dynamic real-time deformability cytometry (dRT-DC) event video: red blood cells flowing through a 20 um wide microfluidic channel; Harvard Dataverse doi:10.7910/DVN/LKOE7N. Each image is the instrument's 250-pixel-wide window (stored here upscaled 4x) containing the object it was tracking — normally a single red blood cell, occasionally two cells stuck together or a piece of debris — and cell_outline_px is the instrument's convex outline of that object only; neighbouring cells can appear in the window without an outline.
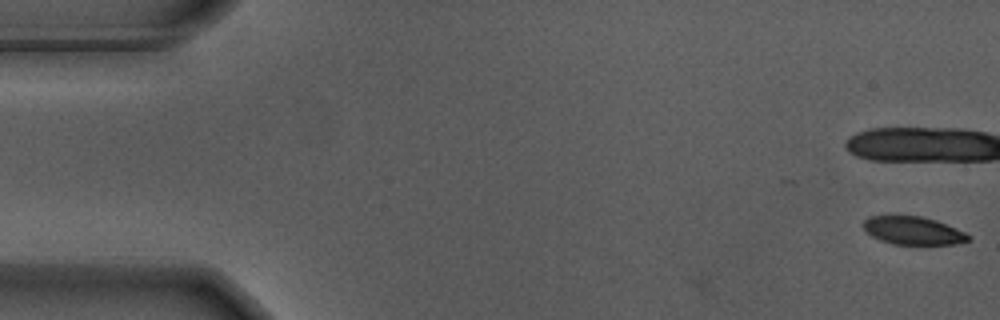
{"species": "Egyptian fruit bat (a non-hibernating species)", "species_latin": "Rousettus aegyptiacus", "temperature_condition": "warm", "stored_images_in_passage": 15, "camera_frame_rate_fps": 3000, "um_per_image_px": 0.085, "animal": {"sex": "male"}, "frame": {"image": 1, "passage_image": 1, "time_ms": 0.0, "image_size_px": [1000, 320], "cell_outline_px": [[972, 236], [968, 240], [952, 244], [892, 244], [880, 240], [872, 236], [864, 228], [864, 220], [868, 216], [920, 216], [936, 220], [964, 232]], "centroid_in_image_um": [77.6, 19.6], "position_along_channel_um": 7.4, "area_um2": 16.88}}